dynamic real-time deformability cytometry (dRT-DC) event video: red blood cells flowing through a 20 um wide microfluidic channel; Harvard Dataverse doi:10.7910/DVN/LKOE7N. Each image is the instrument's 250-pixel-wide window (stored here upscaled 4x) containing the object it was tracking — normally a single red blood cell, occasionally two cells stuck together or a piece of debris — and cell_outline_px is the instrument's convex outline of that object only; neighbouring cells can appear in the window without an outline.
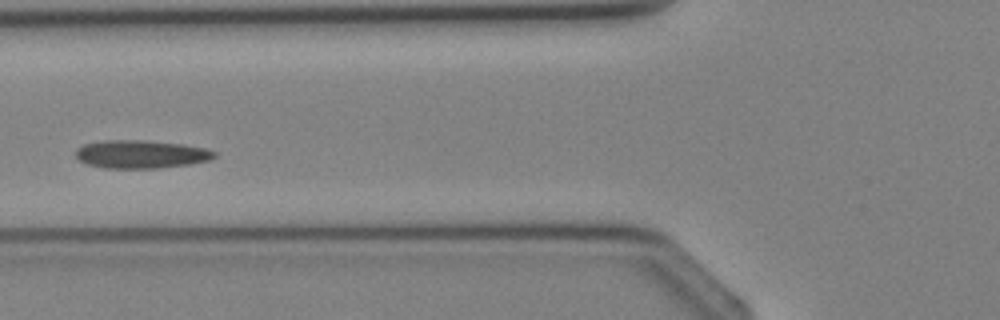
{"species": "Egyptian fruit bat (a non-hibernating species)", "species_latin": "Rousettus aegyptiacus", "temperature_condition": "cold", "stored_images_in_passage": 4, "camera_frame_rate_fps": 3000, "um_per_image_px": 0.085, "animal": {"sex": "female"}, "frame": {"image": 1, "passage_image": 4, "time_ms": 3.333, "image_size_px": [1000, 320], "cell_outline_px": [[216, 156], [212, 160], [188, 164], [156, 168], [104, 168], [88, 164], [80, 160], [76, 156], [76, 148], [84, 144], [104, 140], [144, 140], [184, 144], [204, 148], [216, 152]], "centroid_in_image_um": [11.99, 13.1], "position_along_channel_um": 113.8, "area_um2": 22.72}}